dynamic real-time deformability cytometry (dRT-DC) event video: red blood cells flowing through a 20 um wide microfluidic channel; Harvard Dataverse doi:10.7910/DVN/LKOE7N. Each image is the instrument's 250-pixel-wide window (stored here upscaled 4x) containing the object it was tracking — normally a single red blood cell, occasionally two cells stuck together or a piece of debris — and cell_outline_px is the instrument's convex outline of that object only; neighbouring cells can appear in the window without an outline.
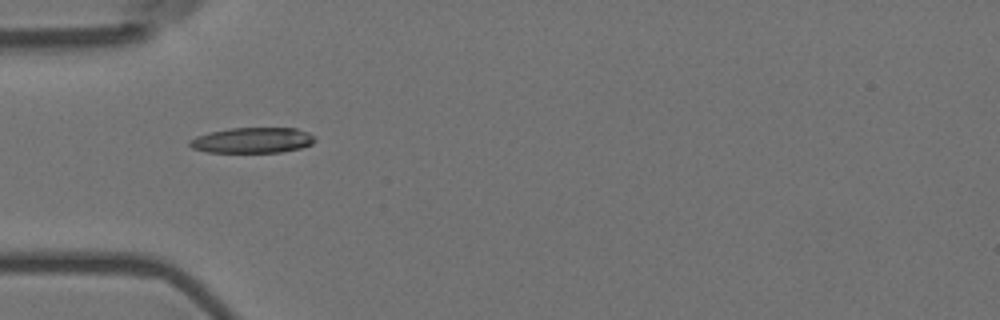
{"species": "Egyptian fruit bat (a non-hibernating species)", "species_latin": "Rousettus aegyptiacus", "temperature_condition": "room temperature", "stored_images_in_passage": 4, "camera_frame_rate_fps": 3000, "um_per_image_px": 0.085, "animal": {"sex": "female"}, "frame": {"image": 1, "passage_image": 1, "time_ms": 0.0, "image_size_px": [1000, 320], "cell_outline_px": [[316, 140], [312, 144], [300, 148], [280, 152], [208, 152], [192, 148], [188, 144], [188, 140], [196, 136], [212, 132], [232, 128], [296, 128], [308, 132], [316, 136]], "centroid_in_image_um": [21.48, 11.92], "position_along_channel_um": 63.5, "area_um2": 18.61}}
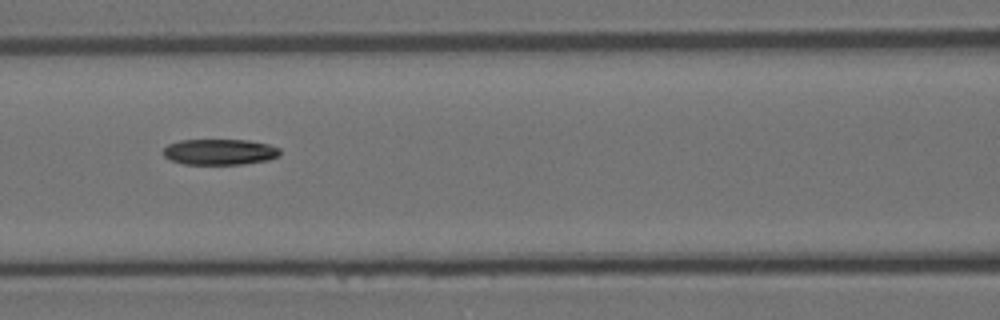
{"frame": {"image": 2, "passage_image": 3, "time_ms": 0.667, "image_size_px": [1000, 320], "cell_outline_px": [[280, 156], [268, 160], [244, 164], [184, 164], [172, 160], [164, 156], [164, 148], [168, 144], [180, 140], [248, 140], [268, 144], [280, 148]], "centroid_in_image_um": [18.71, 12.91], "position_along_channel_um": 147.9, "area_um2": 17.57}}
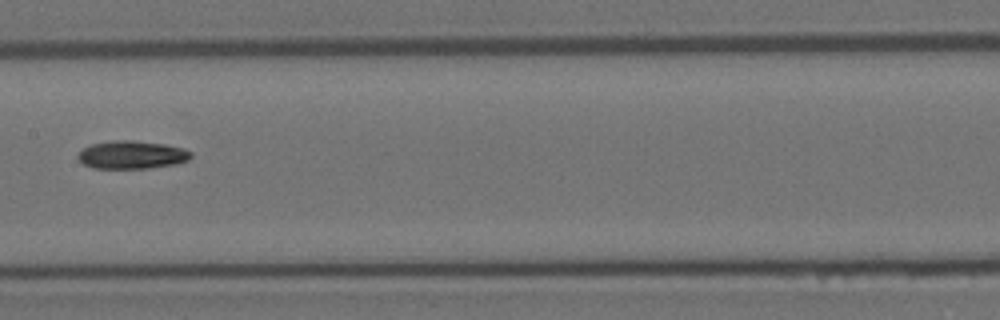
{"frame": {"image": 3, "passage_image": 4, "time_ms": 1.0, "image_size_px": [1000, 320], "cell_outline_px": [[192, 156], [188, 160], [176, 164], [148, 168], [92, 168], [84, 164], [76, 156], [84, 148], [92, 144], [112, 140], [132, 140], [164, 144], [184, 148], [192, 152]], "centroid_in_image_um": [11.22, 13.15], "position_along_channel_um": 196.2, "area_um2": 18.44}}